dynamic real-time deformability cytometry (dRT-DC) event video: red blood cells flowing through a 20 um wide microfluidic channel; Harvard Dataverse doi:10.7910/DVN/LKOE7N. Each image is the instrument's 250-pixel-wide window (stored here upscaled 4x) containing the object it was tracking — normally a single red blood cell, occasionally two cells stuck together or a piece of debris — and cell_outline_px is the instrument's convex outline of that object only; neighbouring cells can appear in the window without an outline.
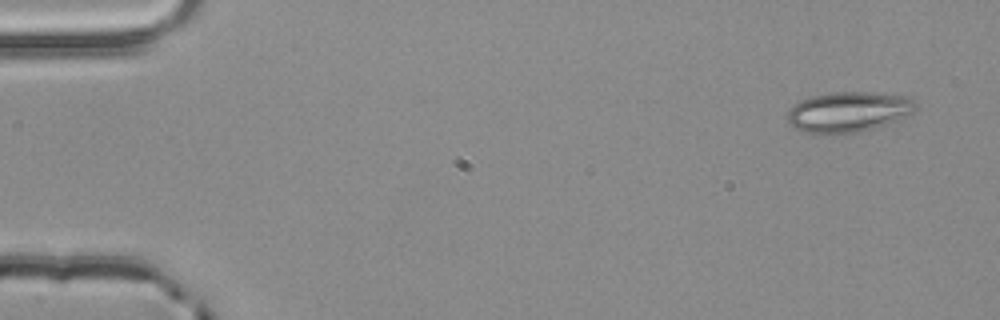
{"species": "common noctule bat (a hibernating species)", "species_latin": "Nyctalus noctula", "temperature_condition": "room temperature", "stored_images_in_passage": 3, "camera_frame_rate_fps": 3000, "um_per_image_px": 0.085, "animal": {"sex": "male", "body_mass_g": 20.4}, "frame": {"image": 1, "passage_image": 1, "time_ms": 0.0, "image_size_px": [1000, 320], "cell_outline_px": [[916, 108], [912, 116], [900, 120], [860, 132], [804, 132], [792, 128], [788, 124], [788, 112], [800, 100], [812, 96], [832, 92], [872, 92], [904, 96], [912, 100], [916, 104]], "centroid_in_image_um": [72.16, 9.5], "position_along_channel_um": 12.8, "area_um2": 30.0}}